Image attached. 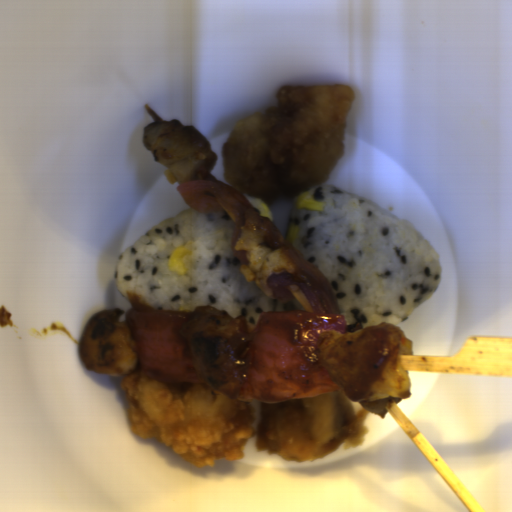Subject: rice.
Here are the masks:
<instances>
[{"label": "rice", "instance_id": "rice-2", "mask_svg": "<svg viewBox=\"0 0 512 512\" xmlns=\"http://www.w3.org/2000/svg\"><path fill=\"white\" fill-rule=\"evenodd\" d=\"M235 225L223 209L192 208L157 223L118 258L117 289L138 311L190 314L197 306L212 305L256 327L261 313L299 310L289 300L270 298L254 280L246 281L233 248ZM182 245L193 255L183 260L187 273L177 276L167 264Z\"/></svg>", "mask_w": 512, "mask_h": 512}, {"label": "rice", "instance_id": "rice-1", "mask_svg": "<svg viewBox=\"0 0 512 512\" xmlns=\"http://www.w3.org/2000/svg\"><path fill=\"white\" fill-rule=\"evenodd\" d=\"M304 192L321 210L297 208L294 248L328 280L346 333L406 320L441 283L438 251L409 222L361 194L320 184Z\"/></svg>", "mask_w": 512, "mask_h": 512}]
</instances>
